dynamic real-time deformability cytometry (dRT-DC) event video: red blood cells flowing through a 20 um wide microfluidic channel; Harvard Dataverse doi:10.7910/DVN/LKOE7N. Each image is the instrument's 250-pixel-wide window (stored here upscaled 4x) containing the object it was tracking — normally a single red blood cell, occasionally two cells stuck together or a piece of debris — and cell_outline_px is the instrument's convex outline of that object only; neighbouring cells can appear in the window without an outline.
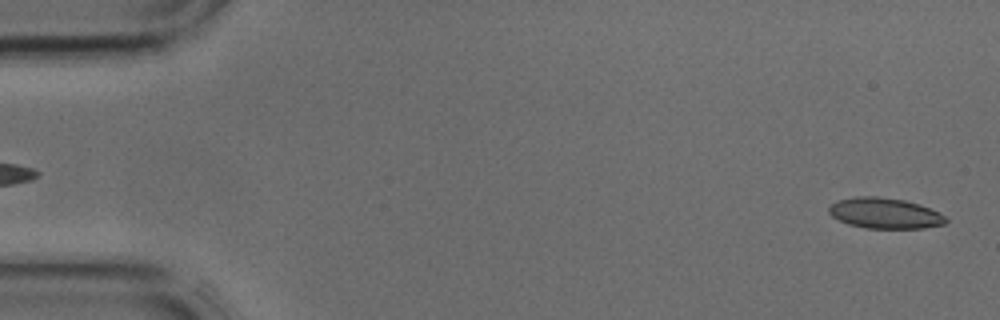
{"species": "common noctule bat (a hibernating species)", "species_latin": "Nyctalus noctula", "temperature_condition": "cold", "stored_images_in_passage": 43, "camera_frame_rate_fps": 3000, "um_per_image_px": 0.085, "animal": {"sex": "male", "body_mass_g": 17.9, "forearm_length_mm": 54.2}, "frame": {"image": 1, "passage_image": 2, "time_ms": 0.333, "image_size_px": [1000, 320], "cell_outline_px": [[948, 220], [944, 224], [924, 228], [864, 228], [848, 224], [832, 216], [828, 212], [828, 208], [836, 200], [856, 196], [876, 196], [904, 200], [920, 204], [944, 216]], "centroid_in_image_um": [75.17, 18.12], "position_along_channel_um": 9.8, "area_um2": 20.81}}
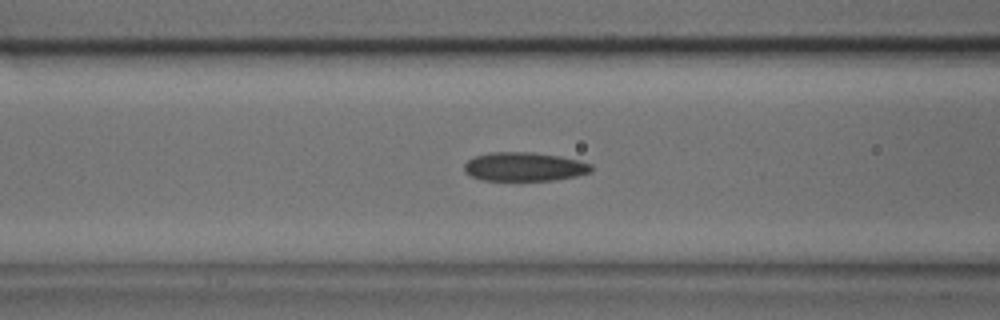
{"frame": {"image": 2, "passage_image": 17, "time_ms": 5.333, "image_size_px": [1000, 320], "cell_outline_px": [[592, 172], [576, 176], [552, 180], [480, 180], [464, 172], [464, 164], [468, 160], [476, 156], [488, 152], [532, 152], [560, 156], [580, 160], [592, 164]], "centroid_in_image_um": [44.57, 14.16], "position_along_channel_um": 122.0, "area_um2": 21.44}}
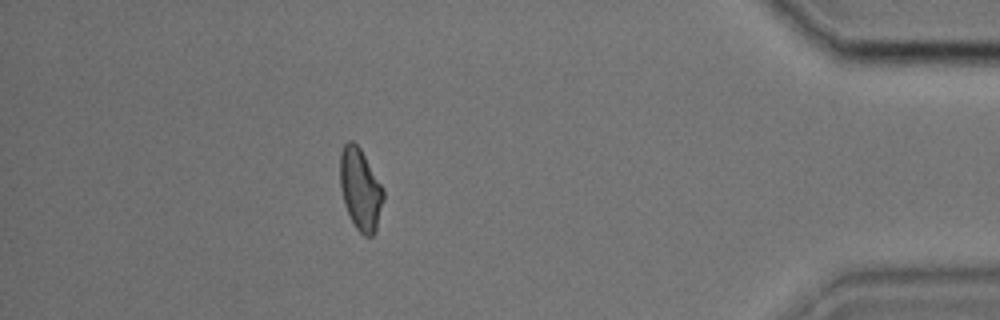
{"frame": {"image": 3, "passage_image": 38, "time_ms": 12.333, "image_size_px": [1000, 320], "cell_outline_px": [[384, 200], [376, 228], [372, 236], [364, 236], [356, 228], [344, 204], [340, 188], [340, 152], [344, 144], [348, 140], [352, 140], [360, 148], [384, 188]], "centroid_in_image_um": [30.63, 16.06], "position_along_channel_um": 404.6, "area_um2": 20.63}}